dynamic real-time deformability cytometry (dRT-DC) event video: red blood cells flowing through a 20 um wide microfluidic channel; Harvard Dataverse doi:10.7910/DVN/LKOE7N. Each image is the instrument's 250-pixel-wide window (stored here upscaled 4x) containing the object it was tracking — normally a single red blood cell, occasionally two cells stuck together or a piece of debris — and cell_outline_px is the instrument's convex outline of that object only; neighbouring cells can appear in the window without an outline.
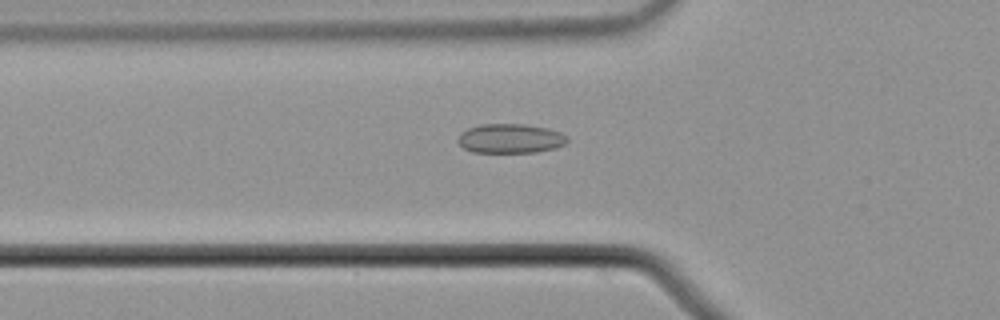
{"species": "common noctule bat (a hibernating species)", "species_latin": "Nyctalus noctula", "temperature_condition": "cold", "stored_images_in_passage": 40, "camera_frame_rate_fps": 3000, "um_per_image_px": 0.085, "animal": {"sex": "male", "body_mass_g": 21.5, "forearm_length_mm": 52.0}, "frame": {"image": 1, "passage_image": 9, "time_ms": 2.667, "image_size_px": [1000, 320], "cell_outline_px": [[568, 140], [564, 144], [556, 148], [536, 152], [472, 152], [464, 148], [456, 140], [460, 132], [468, 128], [480, 124], [524, 124], [548, 128], [560, 132], [568, 136]], "centroid_in_image_um": [43.37, 11.77], "position_along_channel_um": 82.4, "area_um2": 18.84}}
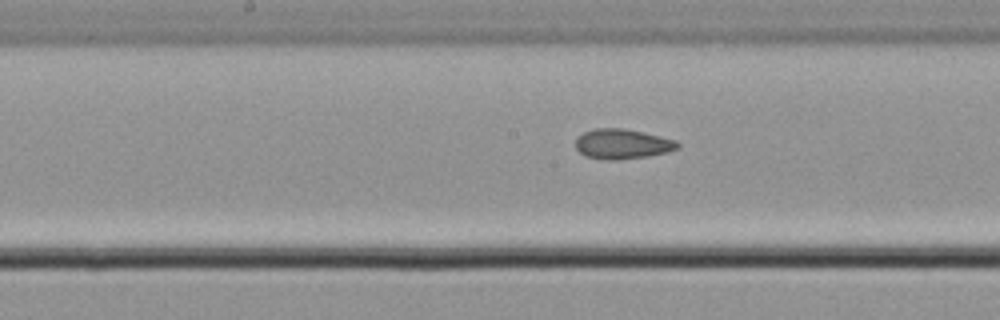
{"frame": {"image": 2, "passage_image": 18, "time_ms": 5.667, "image_size_px": [1000, 320], "cell_outline_px": [[680, 148], [668, 152], [648, 156], [616, 160], [608, 160], [584, 156], [576, 148], [576, 136], [584, 132], [596, 128], [624, 128], [644, 132], [676, 140], [680, 144]], "centroid_in_image_um": [52.91, 12.23], "position_along_channel_um": 195.3, "area_um2": 17.98}}
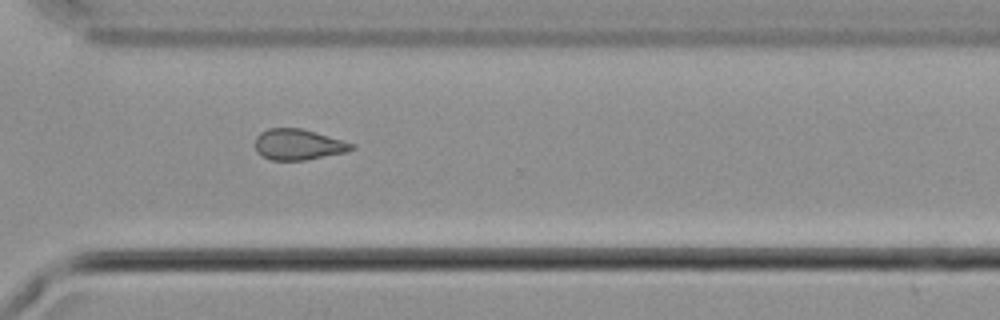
{"frame": {"image": 3, "passage_image": 30, "time_ms": 9.667, "image_size_px": [1000, 320], "cell_outline_px": [[356, 148], [348, 152], [304, 160], [272, 160], [256, 152], [256, 136], [260, 132], [268, 128], [300, 128], [316, 132], [356, 144]], "centroid_in_image_um": [25.39, 12.28], "position_along_channel_um": 345.2, "area_um2": 17.4}}